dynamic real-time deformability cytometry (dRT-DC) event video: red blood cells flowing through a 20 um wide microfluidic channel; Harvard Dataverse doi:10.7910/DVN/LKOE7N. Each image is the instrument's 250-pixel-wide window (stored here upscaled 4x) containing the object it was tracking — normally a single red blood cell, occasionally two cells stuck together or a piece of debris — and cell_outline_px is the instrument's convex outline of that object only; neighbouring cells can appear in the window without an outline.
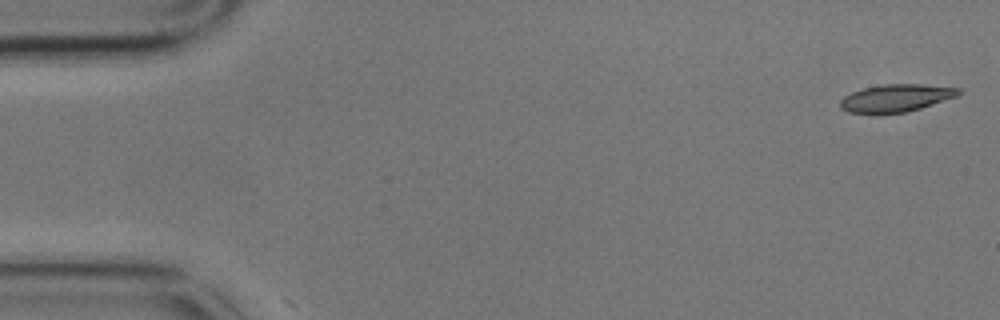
{"species": "common noctule bat (a hibernating species)", "species_latin": "Nyctalus noctula", "temperature_condition": "cold", "stored_images_in_passage": 6, "segment_of_instrument_passage": [1, 2], "camera_frame_rate_fps": 3000, "um_per_image_px": 0.085, "animal": {"sex": "male", "body_mass_g": 17.9}, "frame": {"image": 1, "passage_image": 1, "time_ms": 0.0, "image_size_px": [1000, 320], "cell_outline_px": [[964, 92], [960, 96], [920, 108], [904, 112], [848, 112], [840, 108], [840, 100], [844, 96], [852, 92], [864, 88], [884, 84], [924, 84], [960, 88]], "centroid_in_image_um": [76.24, 8.31], "position_along_channel_um": 8.8, "area_um2": 18.84}}
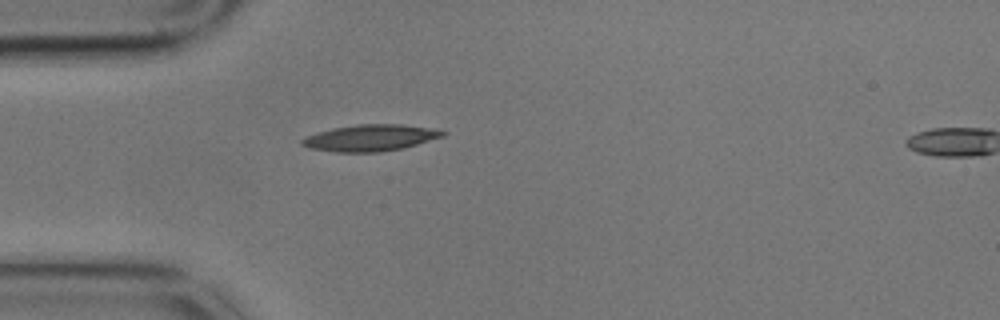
{"frame": {"image": 2, "passage_image": 5, "time_ms": 1.333, "image_size_px": [1000, 320], "cell_outline_px": [[448, 132], [444, 136], [404, 148], [380, 152], [336, 152], [308, 148], [300, 144], [300, 140], [308, 136], [332, 128], [360, 124], [400, 124], [428, 128]], "centroid_in_image_um": [31.47, 11.72], "position_along_channel_um": 53.5, "area_um2": 21.56}}